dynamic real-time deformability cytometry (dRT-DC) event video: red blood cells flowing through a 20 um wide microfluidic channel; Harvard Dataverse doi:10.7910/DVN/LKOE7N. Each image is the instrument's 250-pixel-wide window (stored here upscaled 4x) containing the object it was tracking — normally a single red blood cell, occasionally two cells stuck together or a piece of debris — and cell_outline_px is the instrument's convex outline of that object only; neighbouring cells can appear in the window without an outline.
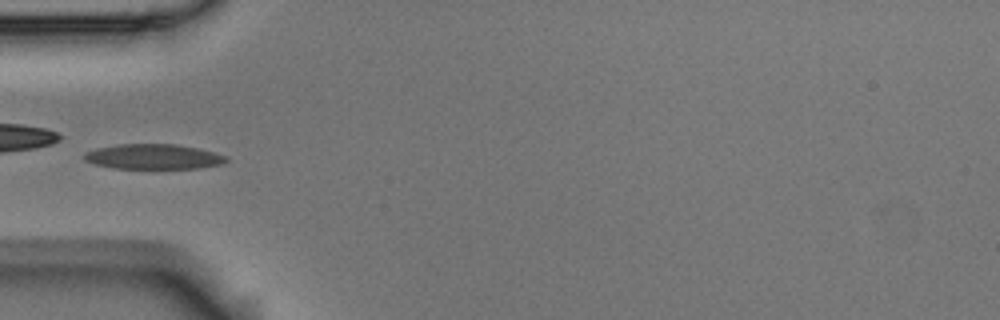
{"species": "Egyptian fruit bat (a non-hibernating species)", "species_latin": "Rousettus aegyptiacus", "temperature_condition": "room temperature", "stored_images_in_passage": 14, "camera_frame_rate_fps": 3000, "um_per_image_px": 0.085, "animal": {"sex": "male"}, "frame": {"image": 1, "passage_image": 5, "time_ms": 1.333, "image_size_px": [1000, 320], "cell_outline_px": [[228, 160], [224, 164], [200, 168], [112, 168], [96, 164], [84, 160], [84, 152], [96, 148], [120, 144], [176, 144], [196, 148], [228, 156]], "centroid_in_image_um": [13.05, 13.31], "position_along_channel_um": 71.9, "area_um2": 20.69}}
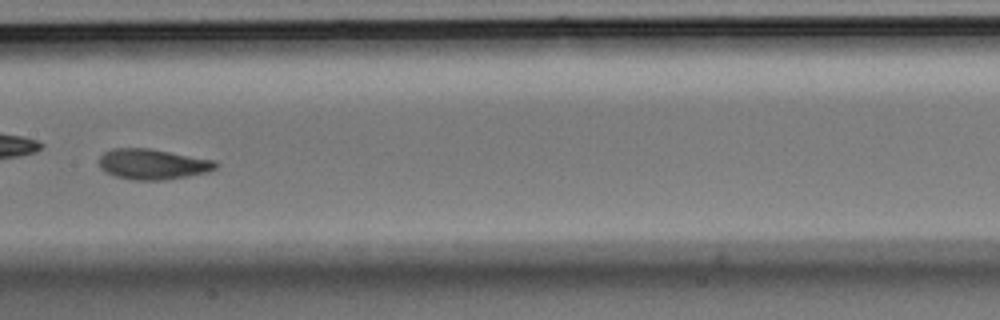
{"frame": {"image": 2, "passage_image": 8, "time_ms": 2.333, "image_size_px": [1000, 320], "cell_outline_px": [[220, 164], [216, 168], [208, 172], [188, 176], [164, 180], [132, 180], [116, 176], [104, 172], [100, 168], [100, 156], [104, 152], [112, 148], [148, 148], [216, 160]], "centroid_in_image_um": [13.0, 13.95], "position_along_channel_um": 194.4, "area_um2": 20.87}}
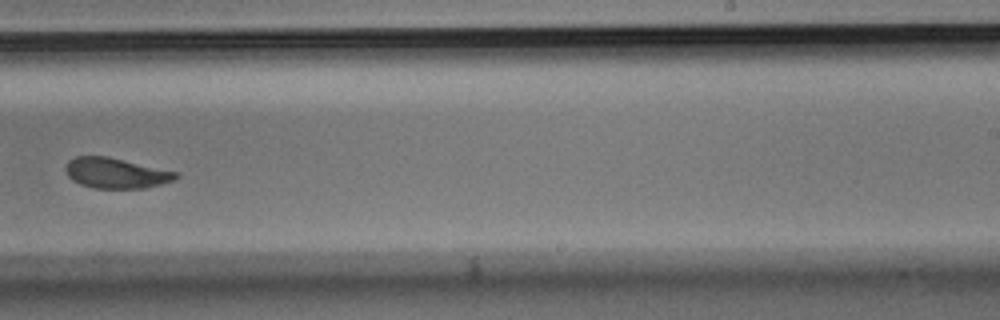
{"frame": {"image": 3, "passage_image": 10, "time_ms": 3.0, "image_size_px": [1000, 320], "cell_outline_px": [[180, 176], [176, 180], [144, 188], [92, 188], [80, 184], [72, 180], [68, 176], [64, 168], [68, 160], [76, 156], [108, 156], [180, 172]], "centroid_in_image_um": [9.88, 14.7], "position_along_channel_um": 279.1, "area_um2": 19.83}}